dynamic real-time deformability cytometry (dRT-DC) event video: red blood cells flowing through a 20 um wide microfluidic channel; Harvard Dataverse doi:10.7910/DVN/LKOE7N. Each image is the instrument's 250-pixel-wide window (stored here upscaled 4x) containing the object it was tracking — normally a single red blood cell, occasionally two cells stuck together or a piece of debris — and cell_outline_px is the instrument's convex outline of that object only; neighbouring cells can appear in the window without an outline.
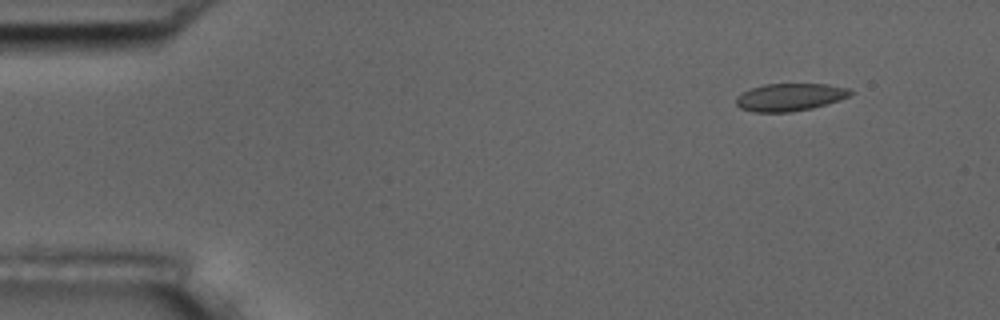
{"species": "common noctule bat (a hibernating species)", "species_latin": "Nyctalus noctula", "temperature_condition": "room temperature", "stored_images_in_passage": 51, "camera_frame_rate_fps": 3000, "um_per_image_px": 0.085, "animal": {"sex": "male", "body_mass_g": 17.5, "forearm_length_mm": 52.3}, "frame": {"image": 1, "passage_image": 1, "time_ms": 0.0, "image_size_px": [1000, 320], "cell_outline_px": [[852, 92], [848, 96], [840, 100], [812, 108], [792, 112], [752, 112], [740, 108], [736, 104], [736, 96], [752, 88], [764, 84], [824, 84], [848, 88]], "centroid_in_image_um": [67.11, 8.26], "position_along_channel_um": 17.9, "area_um2": 18.26}}
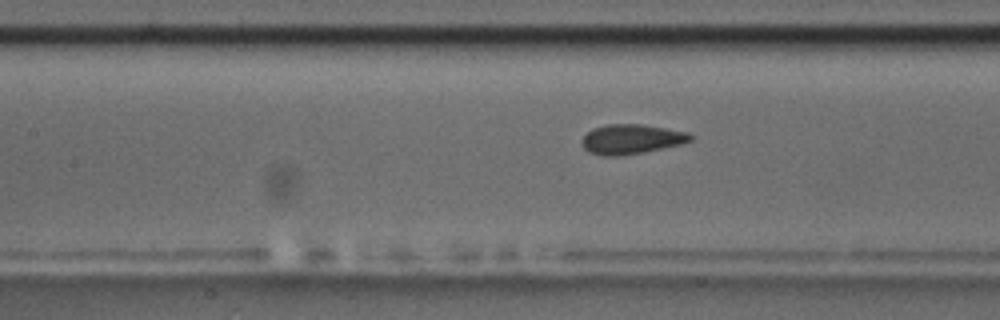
{"frame": {"image": 2, "passage_image": 20, "time_ms": 6.333, "image_size_px": [1000, 320], "cell_outline_px": [[696, 136], [692, 140], [680, 144], [620, 156], [600, 156], [588, 152], [584, 148], [584, 136], [592, 128], [608, 124], [640, 124], [688, 132]], "centroid_in_image_um": [53.67, 11.82], "position_along_channel_um": 153.7, "area_um2": 18.55}}
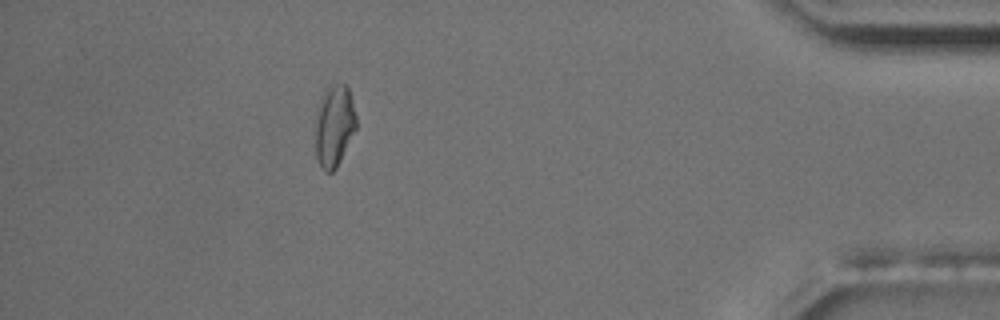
{"frame": {"image": 3, "passage_image": 45, "time_ms": 14.667, "image_size_px": [1000, 320], "cell_outline_px": [[356, 128], [336, 168], [332, 172], [324, 172], [320, 168], [316, 156], [316, 108], [320, 96], [324, 88], [328, 84], [344, 84], [348, 88], [352, 100], [356, 116]], "centroid_in_image_um": [28.38, 10.65], "position_along_channel_um": 406.8, "area_um2": 19.71}, "authors_computed_cell_mechanics": {"area_um2": 18.5538, "velocity_mm_per_s": 3.6401, "shape_relaxation_time_tau1_ms": null, "shape_relaxation_time_tau2_ms": 1.2699, "deformation_change_tau1": null, "deformation_change_tau2": 0.0452}}